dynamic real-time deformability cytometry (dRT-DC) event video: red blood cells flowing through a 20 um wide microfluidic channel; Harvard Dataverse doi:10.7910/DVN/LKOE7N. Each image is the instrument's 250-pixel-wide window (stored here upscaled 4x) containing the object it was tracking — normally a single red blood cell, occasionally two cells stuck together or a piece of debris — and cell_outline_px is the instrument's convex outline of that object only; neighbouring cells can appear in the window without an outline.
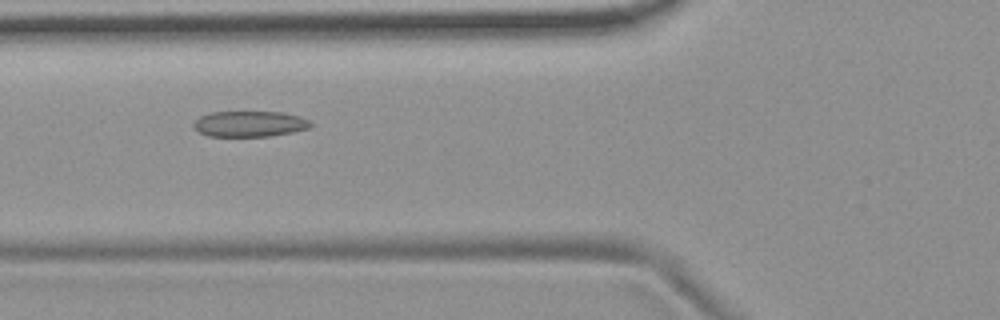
{"species": "common noctule bat (a hibernating species)", "species_latin": "Nyctalus noctula", "temperature_condition": "room temperature", "stored_images_in_passage": 54, "camera_frame_rate_fps": 3000, "um_per_image_px": 0.085, "animal": {"sex": "female", "body_mass_g": 19.9}, "frame": {"image": 1, "passage_image": 20, "time_ms": 6.333, "image_size_px": [1000, 320], "cell_outline_px": [[312, 124], [308, 128], [292, 132], [268, 136], [208, 136], [192, 128], [192, 124], [200, 116], [208, 112], [284, 112], [300, 116], [308, 120]], "centroid_in_image_um": [21.18, 10.52], "position_along_channel_um": 104.6, "area_um2": 17.57}}
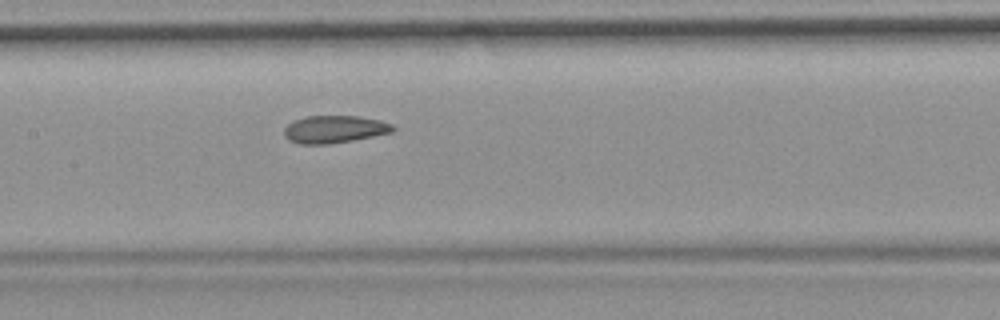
{"frame": {"image": 2, "passage_image": 26, "time_ms": 8.333, "image_size_px": [1000, 320], "cell_outline_px": [[396, 128], [392, 132], [352, 140], [328, 144], [300, 144], [288, 140], [284, 136], [284, 128], [292, 120], [304, 116], [360, 116], [380, 120], [392, 124]], "centroid_in_image_um": [28.39, 10.98], "position_along_channel_um": 179.0, "area_um2": 17.51}}
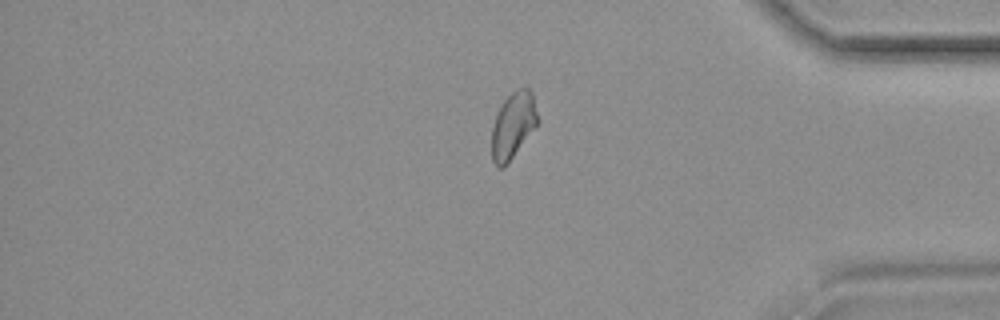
{"frame": {"image": 3, "passage_image": 45, "time_ms": 14.667, "image_size_px": [1000, 320], "cell_outline_px": [[540, 120], [536, 128], [508, 164], [504, 168], [500, 168], [492, 160], [492, 128], [496, 116], [504, 100], [512, 92], [520, 88], [528, 88], [532, 92]], "centroid_in_image_um": [43.65, 10.68], "position_along_channel_um": 391.5, "area_um2": 17.92}, "authors_computed_cell_mechanics": {"area_um2": 18.3226, "velocity_mm_per_s": 3.7099, "shape_relaxation_time_tau1_ms": null, "shape_relaxation_time_tau2_ms": 1.4859, "deformation_change_tau1": null, "deformation_change_tau2": 0.0657}}